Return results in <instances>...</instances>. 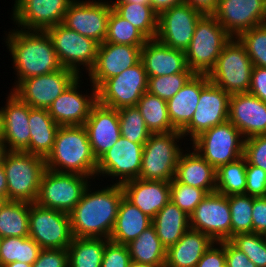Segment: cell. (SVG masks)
<instances>
[{
	"label": "cell",
	"mask_w": 266,
	"mask_h": 267,
	"mask_svg": "<svg viewBox=\"0 0 266 267\" xmlns=\"http://www.w3.org/2000/svg\"><path fill=\"white\" fill-rule=\"evenodd\" d=\"M90 186L69 213L72 235L109 239L124 197L123 187L113 183L92 192Z\"/></svg>",
	"instance_id": "6da1fadb"
},
{
	"label": "cell",
	"mask_w": 266,
	"mask_h": 267,
	"mask_svg": "<svg viewBox=\"0 0 266 267\" xmlns=\"http://www.w3.org/2000/svg\"><path fill=\"white\" fill-rule=\"evenodd\" d=\"M6 44L12 56L17 80L12 91L30 77L62 69L52 40L46 31L10 30Z\"/></svg>",
	"instance_id": "7a4b0ae2"
},
{
	"label": "cell",
	"mask_w": 266,
	"mask_h": 267,
	"mask_svg": "<svg viewBox=\"0 0 266 267\" xmlns=\"http://www.w3.org/2000/svg\"><path fill=\"white\" fill-rule=\"evenodd\" d=\"M45 163L46 168L52 171L95 179L97 159L93 155L85 127L60 126Z\"/></svg>",
	"instance_id": "3957f363"
},
{
	"label": "cell",
	"mask_w": 266,
	"mask_h": 267,
	"mask_svg": "<svg viewBox=\"0 0 266 267\" xmlns=\"http://www.w3.org/2000/svg\"><path fill=\"white\" fill-rule=\"evenodd\" d=\"M7 178V200L36 202L45 158L21 151H9L2 163Z\"/></svg>",
	"instance_id": "277c9868"
},
{
	"label": "cell",
	"mask_w": 266,
	"mask_h": 267,
	"mask_svg": "<svg viewBox=\"0 0 266 267\" xmlns=\"http://www.w3.org/2000/svg\"><path fill=\"white\" fill-rule=\"evenodd\" d=\"M231 38L212 14H204L198 20L190 45L185 51L188 68L194 74L208 75Z\"/></svg>",
	"instance_id": "5b68a950"
},
{
	"label": "cell",
	"mask_w": 266,
	"mask_h": 267,
	"mask_svg": "<svg viewBox=\"0 0 266 267\" xmlns=\"http://www.w3.org/2000/svg\"><path fill=\"white\" fill-rule=\"evenodd\" d=\"M180 131L151 134L144 144L139 179L170 182L175 177L180 154Z\"/></svg>",
	"instance_id": "8992f818"
},
{
	"label": "cell",
	"mask_w": 266,
	"mask_h": 267,
	"mask_svg": "<svg viewBox=\"0 0 266 267\" xmlns=\"http://www.w3.org/2000/svg\"><path fill=\"white\" fill-rule=\"evenodd\" d=\"M253 64L245 47L237 38L223 47L215 66L208 73L209 81L230 95L249 92Z\"/></svg>",
	"instance_id": "52a82bcc"
},
{
	"label": "cell",
	"mask_w": 266,
	"mask_h": 267,
	"mask_svg": "<svg viewBox=\"0 0 266 267\" xmlns=\"http://www.w3.org/2000/svg\"><path fill=\"white\" fill-rule=\"evenodd\" d=\"M244 137L229 121L216 125L192 140V148L216 170L244 156Z\"/></svg>",
	"instance_id": "ba28073f"
},
{
	"label": "cell",
	"mask_w": 266,
	"mask_h": 267,
	"mask_svg": "<svg viewBox=\"0 0 266 267\" xmlns=\"http://www.w3.org/2000/svg\"><path fill=\"white\" fill-rule=\"evenodd\" d=\"M91 178L74 173H61L46 168L36 203L42 207L70 213L81 200Z\"/></svg>",
	"instance_id": "9c48e42d"
},
{
	"label": "cell",
	"mask_w": 266,
	"mask_h": 267,
	"mask_svg": "<svg viewBox=\"0 0 266 267\" xmlns=\"http://www.w3.org/2000/svg\"><path fill=\"white\" fill-rule=\"evenodd\" d=\"M29 237L42 249H67L73 239L69 214L30 203Z\"/></svg>",
	"instance_id": "30bf717a"
},
{
	"label": "cell",
	"mask_w": 266,
	"mask_h": 267,
	"mask_svg": "<svg viewBox=\"0 0 266 267\" xmlns=\"http://www.w3.org/2000/svg\"><path fill=\"white\" fill-rule=\"evenodd\" d=\"M63 68L73 70L80 75V66L89 72L96 61L99 44L91 38L67 28L62 23L46 30ZM80 72V73H79Z\"/></svg>",
	"instance_id": "8fae6325"
},
{
	"label": "cell",
	"mask_w": 266,
	"mask_h": 267,
	"mask_svg": "<svg viewBox=\"0 0 266 267\" xmlns=\"http://www.w3.org/2000/svg\"><path fill=\"white\" fill-rule=\"evenodd\" d=\"M148 75L140 61L119 75L107 79L97 89V101L107 107L121 109L136 106L147 91Z\"/></svg>",
	"instance_id": "7c38bea8"
},
{
	"label": "cell",
	"mask_w": 266,
	"mask_h": 267,
	"mask_svg": "<svg viewBox=\"0 0 266 267\" xmlns=\"http://www.w3.org/2000/svg\"><path fill=\"white\" fill-rule=\"evenodd\" d=\"M79 76L70 69L24 79L12 92L31 108L48 109Z\"/></svg>",
	"instance_id": "4fadbf2b"
},
{
	"label": "cell",
	"mask_w": 266,
	"mask_h": 267,
	"mask_svg": "<svg viewBox=\"0 0 266 267\" xmlns=\"http://www.w3.org/2000/svg\"><path fill=\"white\" fill-rule=\"evenodd\" d=\"M190 229L207 234L213 241L231 238V212L228 196L207 194L189 216Z\"/></svg>",
	"instance_id": "5bb4252c"
},
{
	"label": "cell",
	"mask_w": 266,
	"mask_h": 267,
	"mask_svg": "<svg viewBox=\"0 0 266 267\" xmlns=\"http://www.w3.org/2000/svg\"><path fill=\"white\" fill-rule=\"evenodd\" d=\"M111 9L110 2L73 0L62 24L100 45L105 41Z\"/></svg>",
	"instance_id": "9a60e30c"
},
{
	"label": "cell",
	"mask_w": 266,
	"mask_h": 267,
	"mask_svg": "<svg viewBox=\"0 0 266 267\" xmlns=\"http://www.w3.org/2000/svg\"><path fill=\"white\" fill-rule=\"evenodd\" d=\"M200 11L183 3L169 8L158 15L156 40L176 50L186 51L192 40Z\"/></svg>",
	"instance_id": "2e32d148"
},
{
	"label": "cell",
	"mask_w": 266,
	"mask_h": 267,
	"mask_svg": "<svg viewBox=\"0 0 266 267\" xmlns=\"http://www.w3.org/2000/svg\"><path fill=\"white\" fill-rule=\"evenodd\" d=\"M230 94L209 81L200 93L191 121L180 131L192 141L204 131L228 121Z\"/></svg>",
	"instance_id": "e0dca14e"
},
{
	"label": "cell",
	"mask_w": 266,
	"mask_h": 267,
	"mask_svg": "<svg viewBox=\"0 0 266 267\" xmlns=\"http://www.w3.org/2000/svg\"><path fill=\"white\" fill-rule=\"evenodd\" d=\"M144 144L133 143L124 137L97 160L96 176L116 177V184L139 178ZM119 179V180H117Z\"/></svg>",
	"instance_id": "ac0fdd59"
},
{
	"label": "cell",
	"mask_w": 266,
	"mask_h": 267,
	"mask_svg": "<svg viewBox=\"0 0 266 267\" xmlns=\"http://www.w3.org/2000/svg\"><path fill=\"white\" fill-rule=\"evenodd\" d=\"M72 1L15 0L12 20L22 30L46 31L62 23Z\"/></svg>",
	"instance_id": "d6986e66"
},
{
	"label": "cell",
	"mask_w": 266,
	"mask_h": 267,
	"mask_svg": "<svg viewBox=\"0 0 266 267\" xmlns=\"http://www.w3.org/2000/svg\"><path fill=\"white\" fill-rule=\"evenodd\" d=\"M212 15L232 38H237L266 23V0H218Z\"/></svg>",
	"instance_id": "ffe728a7"
},
{
	"label": "cell",
	"mask_w": 266,
	"mask_h": 267,
	"mask_svg": "<svg viewBox=\"0 0 266 267\" xmlns=\"http://www.w3.org/2000/svg\"><path fill=\"white\" fill-rule=\"evenodd\" d=\"M142 46L104 42L98 46L96 61L88 72L91 86L98 89L107 79L119 75L141 60Z\"/></svg>",
	"instance_id": "44dd1931"
},
{
	"label": "cell",
	"mask_w": 266,
	"mask_h": 267,
	"mask_svg": "<svg viewBox=\"0 0 266 267\" xmlns=\"http://www.w3.org/2000/svg\"><path fill=\"white\" fill-rule=\"evenodd\" d=\"M79 76L53 103L48 113L59 126L84 125L92 106L97 102V89L92 86V94H81Z\"/></svg>",
	"instance_id": "7402d4cb"
},
{
	"label": "cell",
	"mask_w": 266,
	"mask_h": 267,
	"mask_svg": "<svg viewBox=\"0 0 266 267\" xmlns=\"http://www.w3.org/2000/svg\"><path fill=\"white\" fill-rule=\"evenodd\" d=\"M228 121L244 139L266 134V103L255 95L238 93L230 95Z\"/></svg>",
	"instance_id": "603a6c76"
},
{
	"label": "cell",
	"mask_w": 266,
	"mask_h": 267,
	"mask_svg": "<svg viewBox=\"0 0 266 267\" xmlns=\"http://www.w3.org/2000/svg\"><path fill=\"white\" fill-rule=\"evenodd\" d=\"M83 126L97 160L121 137L118 110L102 105L98 101L92 106Z\"/></svg>",
	"instance_id": "cb8c5ba5"
},
{
	"label": "cell",
	"mask_w": 266,
	"mask_h": 267,
	"mask_svg": "<svg viewBox=\"0 0 266 267\" xmlns=\"http://www.w3.org/2000/svg\"><path fill=\"white\" fill-rule=\"evenodd\" d=\"M4 107H1L3 118V140L9 151L24 152L30 142L29 111L30 106L10 91Z\"/></svg>",
	"instance_id": "d4e9b609"
},
{
	"label": "cell",
	"mask_w": 266,
	"mask_h": 267,
	"mask_svg": "<svg viewBox=\"0 0 266 267\" xmlns=\"http://www.w3.org/2000/svg\"><path fill=\"white\" fill-rule=\"evenodd\" d=\"M148 77L193 73L187 66L185 52L149 39L141 48V60Z\"/></svg>",
	"instance_id": "484cf974"
},
{
	"label": "cell",
	"mask_w": 266,
	"mask_h": 267,
	"mask_svg": "<svg viewBox=\"0 0 266 267\" xmlns=\"http://www.w3.org/2000/svg\"><path fill=\"white\" fill-rule=\"evenodd\" d=\"M122 187L124 197L151 219L170 201V182L137 178Z\"/></svg>",
	"instance_id": "4316f807"
},
{
	"label": "cell",
	"mask_w": 266,
	"mask_h": 267,
	"mask_svg": "<svg viewBox=\"0 0 266 267\" xmlns=\"http://www.w3.org/2000/svg\"><path fill=\"white\" fill-rule=\"evenodd\" d=\"M209 82L208 75L194 74L188 82L167 101L172 126L181 131L192 119L199 103L201 89Z\"/></svg>",
	"instance_id": "83f0119b"
},
{
	"label": "cell",
	"mask_w": 266,
	"mask_h": 267,
	"mask_svg": "<svg viewBox=\"0 0 266 267\" xmlns=\"http://www.w3.org/2000/svg\"><path fill=\"white\" fill-rule=\"evenodd\" d=\"M180 154L175 179L182 184L205 190L208 194L216 192V169L194 149Z\"/></svg>",
	"instance_id": "f1b7e54d"
},
{
	"label": "cell",
	"mask_w": 266,
	"mask_h": 267,
	"mask_svg": "<svg viewBox=\"0 0 266 267\" xmlns=\"http://www.w3.org/2000/svg\"><path fill=\"white\" fill-rule=\"evenodd\" d=\"M213 242L207 234L189 229L167 249L165 267H196Z\"/></svg>",
	"instance_id": "f546056e"
},
{
	"label": "cell",
	"mask_w": 266,
	"mask_h": 267,
	"mask_svg": "<svg viewBox=\"0 0 266 267\" xmlns=\"http://www.w3.org/2000/svg\"><path fill=\"white\" fill-rule=\"evenodd\" d=\"M151 225L152 219L123 197L109 240L127 245Z\"/></svg>",
	"instance_id": "4dcf8cb0"
},
{
	"label": "cell",
	"mask_w": 266,
	"mask_h": 267,
	"mask_svg": "<svg viewBox=\"0 0 266 267\" xmlns=\"http://www.w3.org/2000/svg\"><path fill=\"white\" fill-rule=\"evenodd\" d=\"M59 125L53 120L47 109L30 108V142L24 152L44 158L52 151Z\"/></svg>",
	"instance_id": "1f68e13d"
},
{
	"label": "cell",
	"mask_w": 266,
	"mask_h": 267,
	"mask_svg": "<svg viewBox=\"0 0 266 267\" xmlns=\"http://www.w3.org/2000/svg\"><path fill=\"white\" fill-rule=\"evenodd\" d=\"M152 226L168 249L176 244L183 234L190 229V218L171 200L154 216Z\"/></svg>",
	"instance_id": "d6a6232c"
},
{
	"label": "cell",
	"mask_w": 266,
	"mask_h": 267,
	"mask_svg": "<svg viewBox=\"0 0 266 267\" xmlns=\"http://www.w3.org/2000/svg\"><path fill=\"white\" fill-rule=\"evenodd\" d=\"M131 261L165 266L167 249L161 243L155 228L151 225L135 240L127 244Z\"/></svg>",
	"instance_id": "836d02e7"
},
{
	"label": "cell",
	"mask_w": 266,
	"mask_h": 267,
	"mask_svg": "<svg viewBox=\"0 0 266 267\" xmlns=\"http://www.w3.org/2000/svg\"><path fill=\"white\" fill-rule=\"evenodd\" d=\"M108 241L106 238L73 237L67 248L68 267H101Z\"/></svg>",
	"instance_id": "e575fe53"
},
{
	"label": "cell",
	"mask_w": 266,
	"mask_h": 267,
	"mask_svg": "<svg viewBox=\"0 0 266 267\" xmlns=\"http://www.w3.org/2000/svg\"><path fill=\"white\" fill-rule=\"evenodd\" d=\"M136 106L152 134L178 131L170 122L167 101L146 91Z\"/></svg>",
	"instance_id": "d590c367"
},
{
	"label": "cell",
	"mask_w": 266,
	"mask_h": 267,
	"mask_svg": "<svg viewBox=\"0 0 266 267\" xmlns=\"http://www.w3.org/2000/svg\"><path fill=\"white\" fill-rule=\"evenodd\" d=\"M30 203L9 201L0 210V238L29 237Z\"/></svg>",
	"instance_id": "8d00e7d4"
},
{
	"label": "cell",
	"mask_w": 266,
	"mask_h": 267,
	"mask_svg": "<svg viewBox=\"0 0 266 267\" xmlns=\"http://www.w3.org/2000/svg\"><path fill=\"white\" fill-rule=\"evenodd\" d=\"M112 9L138 28L148 39H155L158 29V14L150 4L111 3Z\"/></svg>",
	"instance_id": "74e56055"
},
{
	"label": "cell",
	"mask_w": 266,
	"mask_h": 267,
	"mask_svg": "<svg viewBox=\"0 0 266 267\" xmlns=\"http://www.w3.org/2000/svg\"><path fill=\"white\" fill-rule=\"evenodd\" d=\"M41 250L42 248L31 237L1 238L0 267L15 261L33 265Z\"/></svg>",
	"instance_id": "f35d334b"
},
{
	"label": "cell",
	"mask_w": 266,
	"mask_h": 267,
	"mask_svg": "<svg viewBox=\"0 0 266 267\" xmlns=\"http://www.w3.org/2000/svg\"><path fill=\"white\" fill-rule=\"evenodd\" d=\"M247 160L244 156L216 170V192L229 196L245 194Z\"/></svg>",
	"instance_id": "ab89813d"
},
{
	"label": "cell",
	"mask_w": 266,
	"mask_h": 267,
	"mask_svg": "<svg viewBox=\"0 0 266 267\" xmlns=\"http://www.w3.org/2000/svg\"><path fill=\"white\" fill-rule=\"evenodd\" d=\"M148 40L138 28L111 9L104 42L143 46Z\"/></svg>",
	"instance_id": "60d3db41"
},
{
	"label": "cell",
	"mask_w": 266,
	"mask_h": 267,
	"mask_svg": "<svg viewBox=\"0 0 266 267\" xmlns=\"http://www.w3.org/2000/svg\"><path fill=\"white\" fill-rule=\"evenodd\" d=\"M231 212V237L240 233H252L253 197L247 194L228 196Z\"/></svg>",
	"instance_id": "b9f144b4"
},
{
	"label": "cell",
	"mask_w": 266,
	"mask_h": 267,
	"mask_svg": "<svg viewBox=\"0 0 266 267\" xmlns=\"http://www.w3.org/2000/svg\"><path fill=\"white\" fill-rule=\"evenodd\" d=\"M121 136L133 143L145 144L152 134L137 106L118 109Z\"/></svg>",
	"instance_id": "7bdbcfd3"
},
{
	"label": "cell",
	"mask_w": 266,
	"mask_h": 267,
	"mask_svg": "<svg viewBox=\"0 0 266 267\" xmlns=\"http://www.w3.org/2000/svg\"><path fill=\"white\" fill-rule=\"evenodd\" d=\"M237 39L245 47L253 66L266 68V23L242 32Z\"/></svg>",
	"instance_id": "ee69618b"
},
{
	"label": "cell",
	"mask_w": 266,
	"mask_h": 267,
	"mask_svg": "<svg viewBox=\"0 0 266 267\" xmlns=\"http://www.w3.org/2000/svg\"><path fill=\"white\" fill-rule=\"evenodd\" d=\"M229 241L247 255L257 267H266V235L240 233L232 236Z\"/></svg>",
	"instance_id": "f6af8a7d"
},
{
	"label": "cell",
	"mask_w": 266,
	"mask_h": 267,
	"mask_svg": "<svg viewBox=\"0 0 266 267\" xmlns=\"http://www.w3.org/2000/svg\"><path fill=\"white\" fill-rule=\"evenodd\" d=\"M194 73H177L148 77L147 91L168 101L188 82Z\"/></svg>",
	"instance_id": "bcb514c9"
},
{
	"label": "cell",
	"mask_w": 266,
	"mask_h": 267,
	"mask_svg": "<svg viewBox=\"0 0 266 267\" xmlns=\"http://www.w3.org/2000/svg\"><path fill=\"white\" fill-rule=\"evenodd\" d=\"M207 194L205 190L179 183L175 178L170 181V200L189 216Z\"/></svg>",
	"instance_id": "7dc6e473"
},
{
	"label": "cell",
	"mask_w": 266,
	"mask_h": 267,
	"mask_svg": "<svg viewBox=\"0 0 266 267\" xmlns=\"http://www.w3.org/2000/svg\"><path fill=\"white\" fill-rule=\"evenodd\" d=\"M244 157L250 165L266 171V134L244 140Z\"/></svg>",
	"instance_id": "c3c4849f"
},
{
	"label": "cell",
	"mask_w": 266,
	"mask_h": 267,
	"mask_svg": "<svg viewBox=\"0 0 266 267\" xmlns=\"http://www.w3.org/2000/svg\"><path fill=\"white\" fill-rule=\"evenodd\" d=\"M131 262L127 245L108 241L105 245L101 267H129Z\"/></svg>",
	"instance_id": "681fc988"
},
{
	"label": "cell",
	"mask_w": 266,
	"mask_h": 267,
	"mask_svg": "<svg viewBox=\"0 0 266 267\" xmlns=\"http://www.w3.org/2000/svg\"><path fill=\"white\" fill-rule=\"evenodd\" d=\"M245 194L252 197L266 196V171L262 168L250 165L246 166Z\"/></svg>",
	"instance_id": "f907efd6"
},
{
	"label": "cell",
	"mask_w": 266,
	"mask_h": 267,
	"mask_svg": "<svg viewBox=\"0 0 266 267\" xmlns=\"http://www.w3.org/2000/svg\"><path fill=\"white\" fill-rule=\"evenodd\" d=\"M32 267H68L67 249H42Z\"/></svg>",
	"instance_id": "816d5d0a"
},
{
	"label": "cell",
	"mask_w": 266,
	"mask_h": 267,
	"mask_svg": "<svg viewBox=\"0 0 266 267\" xmlns=\"http://www.w3.org/2000/svg\"><path fill=\"white\" fill-rule=\"evenodd\" d=\"M196 267H225V240L214 241L202 255Z\"/></svg>",
	"instance_id": "f5cc1de1"
},
{
	"label": "cell",
	"mask_w": 266,
	"mask_h": 267,
	"mask_svg": "<svg viewBox=\"0 0 266 267\" xmlns=\"http://www.w3.org/2000/svg\"><path fill=\"white\" fill-rule=\"evenodd\" d=\"M225 267H257L245 253L225 240Z\"/></svg>",
	"instance_id": "db71d44e"
},
{
	"label": "cell",
	"mask_w": 266,
	"mask_h": 267,
	"mask_svg": "<svg viewBox=\"0 0 266 267\" xmlns=\"http://www.w3.org/2000/svg\"><path fill=\"white\" fill-rule=\"evenodd\" d=\"M253 232L266 235V196L253 197Z\"/></svg>",
	"instance_id": "11a10c76"
},
{
	"label": "cell",
	"mask_w": 266,
	"mask_h": 267,
	"mask_svg": "<svg viewBox=\"0 0 266 267\" xmlns=\"http://www.w3.org/2000/svg\"><path fill=\"white\" fill-rule=\"evenodd\" d=\"M249 93L266 103V68L253 66Z\"/></svg>",
	"instance_id": "9f6ffc18"
},
{
	"label": "cell",
	"mask_w": 266,
	"mask_h": 267,
	"mask_svg": "<svg viewBox=\"0 0 266 267\" xmlns=\"http://www.w3.org/2000/svg\"><path fill=\"white\" fill-rule=\"evenodd\" d=\"M184 3L189 4L202 14H213L218 5V0H184Z\"/></svg>",
	"instance_id": "6f0895ef"
},
{
	"label": "cell",
	"mask_w": 266,
	"mask_h": 267,
	"mask_svg": "<svg viewBox=\"0 0 266 267\" xmlns=\"http://www.w3.org/2000/svg\"><path fill=\"white\" fill-rule=\"evenodd\" d=\"M183 3L184 0H150L151 7L158 15L171 7L181 5Z\"/></svg>",
	"instance_id": "680465c9"
},
{
	"label": "cell",
	"mask_w": 266,
	"mask_h": 267,
	"mask_svg": "<svg viewBox=\"0 0 266 267\" xmlns=\"http://www.w3.org/2000/svg\"><path fill=\"white\" fill-rule=\"evenodd\" d=\"M0 195L7 198V178L3 165H0Z\"/></svg>",
	"instance_id": "91938a15"
},
{
	"label": "cell",
	"mask_w": 266,
	"mask_h": 267,
	"mask_svg": "<svg viewBox=\"0 0 266 267\" xmlns=\"http://www.w3.org/2000/svg\"><path fill=\"white\" fill-rule=\"evenodd\" d=\"M9 152L4 140H0V165H2L7 153Z\"/></svg>",
	"instance_id": "94428289"
},
{
	"label": "cell",
	"mask_w": 266,
	"mask_h": 267,
	"mask_svg": "<svg viewBox=\"0 0 266 267\" xmlns=\"http://www.w3.org/2000/svg\"><path fill=\"white\" fill-rule=\"evenodd\" d=\"M112 3H140V4H150V0H116Z\"/></svg>",
	"instance_id": "6125c7cd"
},
{
	"label": "cell",
	"mask_w": 266,
	"mask_h": 267,
	"mask_svg": "<svg viewBox=\"0 0 266 267\" xmlns=\"http://www.w3.org/2000/svg\"><path fill=\"white\" fill-rule=\"evenodd\" d=\"M129 267H165V266H157V265H151V264L138 263L135 261H131Z\"/></svg>",
	"instance_id": "be15d7a7"
},
{
	"label": "cell",
	"mask_w": 266,
	"mask_h": 267,
	"mask_svg": "<svg viewBox=\"0 0 266 267\" xmlns=\"http://www.w3.org/2000/svg\"><path fill=\"white\" fill-rule=\"evenodd\" d=\"M4 267H32V265L26 264L24 262L15 261L13 263L5 265Z\"/></svg>",
	"instance_id": "e7e4bbea"
},
{
	"label": "cell",
	"mask_w": 266,
	"mask_h": 267,
	"mask_svg": "<svg viewBox=\"0 0 266 267\" xmlns=\"http://www.w3.org/2000/svg\"><path fill=\"white\" fill-rule=\"evenodd\" d=\"M0 140H3V118L0 110Z\"/></svg>",
	"instance_id": "03108f58"
},
{
	"label": "cell",
	"mask_w": 266,
	"mask_h": 267,
	"mask_svg": "<svg viewBox=\"0 0 266 267\" xmlns=\"http://www.w3.org/2000/svg\"><path fill=\"white\" fill-rule=\"evenodd\" d=\"M7 198L3 195H0V210L2 208V206L6 203Z\"/></svg>",
	"instance_id": "003e7915"
}]
</instances>
